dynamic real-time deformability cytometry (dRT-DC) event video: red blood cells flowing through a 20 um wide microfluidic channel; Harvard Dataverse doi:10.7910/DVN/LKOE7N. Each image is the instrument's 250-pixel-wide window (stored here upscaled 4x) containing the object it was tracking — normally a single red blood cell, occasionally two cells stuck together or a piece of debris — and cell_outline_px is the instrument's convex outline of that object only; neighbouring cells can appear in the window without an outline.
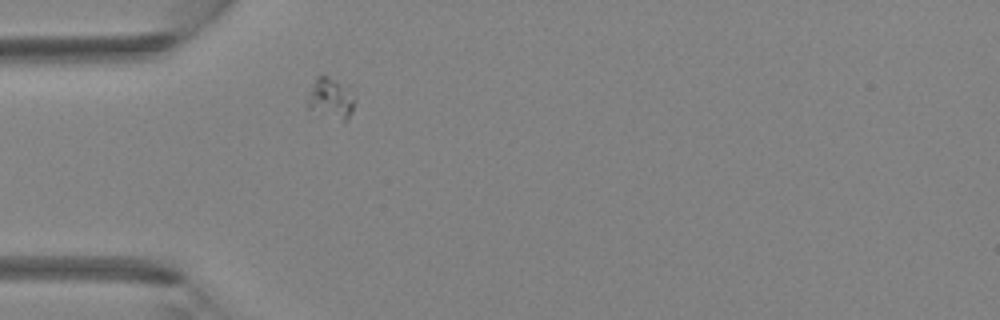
{"species": "Egyptian fruit bat (a non-hibernating species)", "species_latin": "Rousettus aegyptiacus", "temperature_condition": "room temperature", "stored_images_in_passage": 1, "camera_frame_rate_fps": 3000, "um_per_image_px": 0.085, "animal": {"sex": "female"}, "frame": {"image": 1, "passage_image": 1, "time_ms": 0.0, "image_size_px": [1000, 320], "cell_outline_px": [[356, 96], [352, 112], [348, 120], [308, 120], [304, 104], [316, 80], [320, 76], [328, 76], [336, 80], [348, 88]], "centroid_in_image_um": [28.0, 8.56], "position_along_channel_um": 57.0, "area_um2": 12.54}}